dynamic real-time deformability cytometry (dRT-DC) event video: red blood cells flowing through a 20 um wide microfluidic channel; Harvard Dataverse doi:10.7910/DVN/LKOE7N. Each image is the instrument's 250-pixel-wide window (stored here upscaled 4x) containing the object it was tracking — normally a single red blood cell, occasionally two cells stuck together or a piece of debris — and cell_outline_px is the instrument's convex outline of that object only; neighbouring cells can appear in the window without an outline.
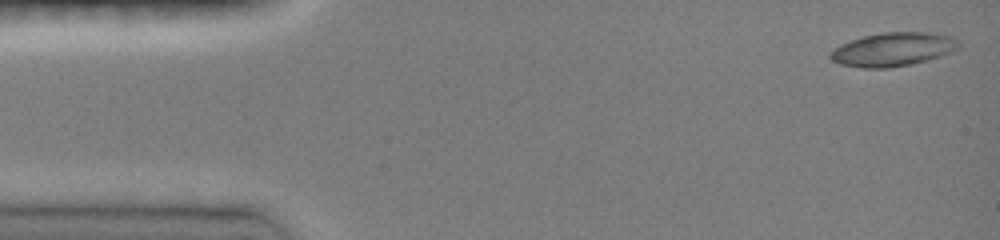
{"species": "common noctule bat (a hibernating species)", "species_latin": "Nyctalus noctula", "temperature_condition": "room temperature", "stored_images_in_passage": 25, "camera_frame_rate_fps": 3000, "um_per_image_px": 0.085, "animal": {"sex": "female", "body_mass_g": 19.0, "forearm_length_mm": 51.5}, "frame": {"image": 1, "passage_image": 1, "time_ms": 0.0, "image_size_px": [1000, 240], "cell_outline_px": [[960, 44], [956, 48], [940, 56], [928, 60], [888, 68], [860, 68], [840, 64], [832, 60], [828, 56], [828, 52], [840, 44], [864, 36], [880, 32], [924, 32], [952, 36]], "centroid_in_image_um": [75.83, 4.2], "position_along_channel_um": 9.2, "area_um2": 25.03}}
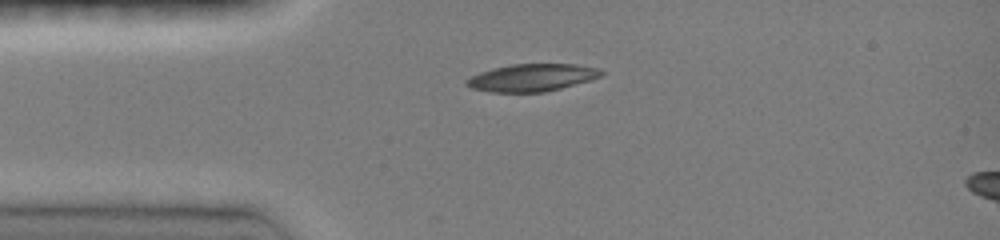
{"frame": {"image": 2, "passage_image": 19, "time_ms": 3.0, "image_size_px": [1000, 240], "cell_outline_px": [[604, 72], [600, 76], [588, 80], [560, 88], [544, 92], [488, 92], [472, 88], [464, 84], [464, 80], [480, 72], [492, 68], [512, 64], [576, 64], [600, 68]], "centroid_in_image_um": [45.17, 6.59], "position_along_channel_um": 39.8, "area_um2": 21.44}}